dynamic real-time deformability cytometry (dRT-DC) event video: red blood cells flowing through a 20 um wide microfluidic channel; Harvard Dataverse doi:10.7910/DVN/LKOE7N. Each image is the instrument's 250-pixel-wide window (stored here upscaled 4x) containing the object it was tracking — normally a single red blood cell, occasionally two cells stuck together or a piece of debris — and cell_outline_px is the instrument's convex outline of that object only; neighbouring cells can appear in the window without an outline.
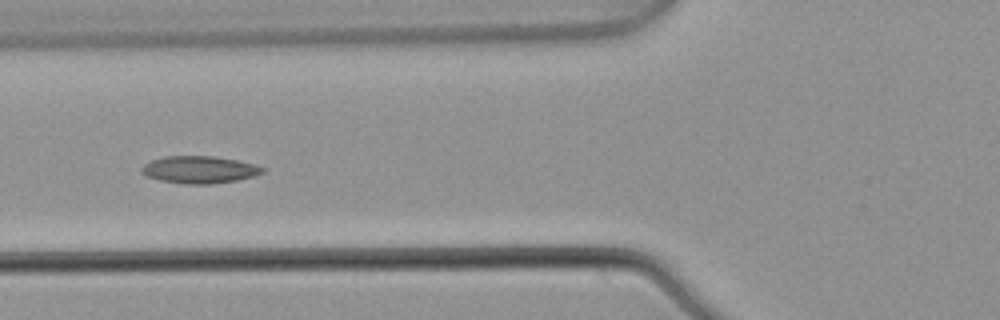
{"species": "common noctule bat (a hibernating species)", "species_latin": "Nyctalus noctula", "temperature_condition": "warm", "stored_images_in_passage": 6, "camera_frame_rate_fps": 3000, "um_per_image_px": 0.085, "animal": {"sex": "male", "body_mass_g": 21.5, "forearm_length_mm": 52.0}, "frame": {"image": 1, "passage_image": 5, "time_ms": 1.333, "image_size_px": [1000, 320], "cell_outline_px": [[264, 172], [252, 176], [236, 180], [212, 184], [184, 184], [160, 180], [148, 176], [140, 172], [140, 168], [144, 164], [152, 160], [164, 156], [216, 156], [256, 164], [264, 168]], "centroid_in_image_um": [16.93, 14.41], "position_along_channel_um": 108.9, "area_um2": 19.19}}
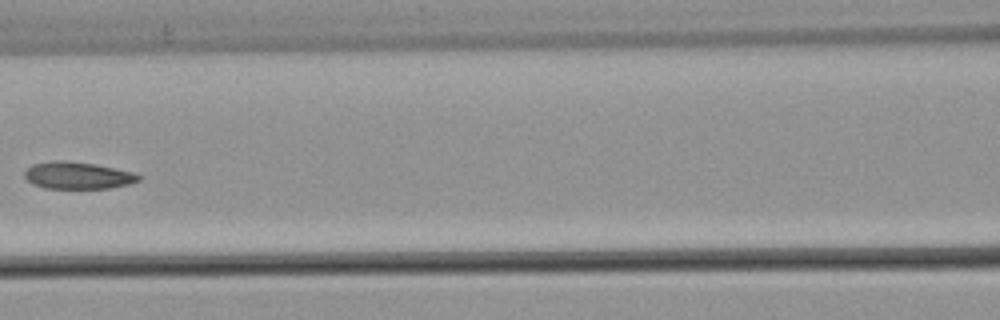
{"frame": {"image": 2, "passage_image": 6, "time_ms": 1.667, "image_size_px": [1000, 320], "cell_outline_px": [[140, 180], [128, 184], [108, 188], [44, 188], [32, 184], [24, 176], [24, 172], [32, 164], [52, 160], [56, 160], [96, 164], [132, 172], [140, 176]], "centroid_in_image_um": [6.57, 14.91], "position_along_channel_um": 160.0, "area_um2": 17.8}}